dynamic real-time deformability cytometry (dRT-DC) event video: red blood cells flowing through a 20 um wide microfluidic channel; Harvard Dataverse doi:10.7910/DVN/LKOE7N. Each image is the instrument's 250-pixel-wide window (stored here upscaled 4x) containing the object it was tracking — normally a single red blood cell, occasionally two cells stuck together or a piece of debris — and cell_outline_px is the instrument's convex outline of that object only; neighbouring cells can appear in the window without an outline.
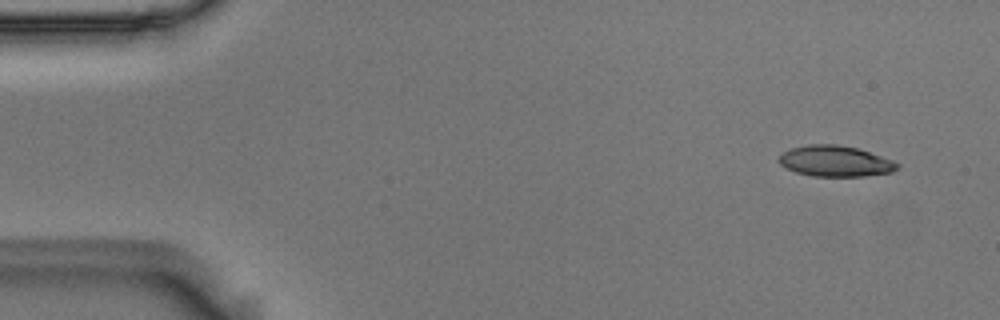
{"species": "Egyptian fruit bat (a non-hibernating species)", "species_latin": "Rousettus aegyptiacus", "temperature_condition": "room temperature", "stored_images_in_passage": 52, "camera_frame_rate_fps": 3000, "um_per_image_px": 0.085, "animal": {"sex": "male"}, "frame": {"image": 1, "passage_image": 1, "time_ms": 0.0, "image_size_px": [1000, 320], "cell_outline_px": [[900, 164], [892, 172], [864, 176], [812, 176], [796, 172], [780, 164], [776, 160], [784, 152], [792, 148], [808, 144], [836, 144], [856, 148], [892, 160]], "centroid_in_image_um": [70.97, 13.7], "position_along_channel_um": 14.0, "area_um2": 21.04}}
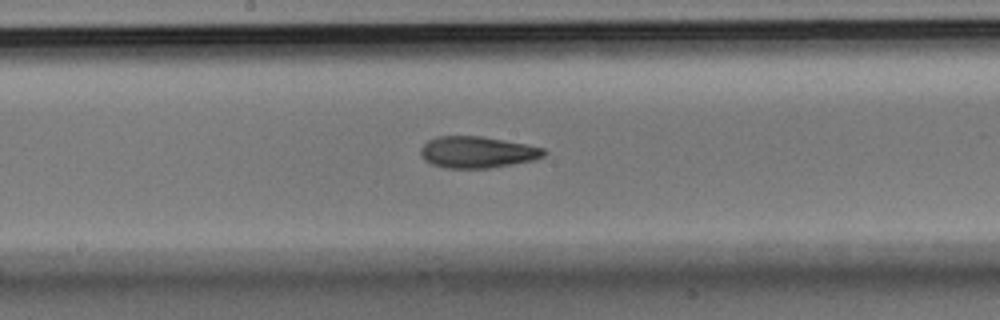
{"frame": {"image": 2, "passage_image": 26, "time_ms": 8.333, "image_size_px": [1000, 320], "cell_outline_px": [[548, 152], [544, 156], [532, 160], [492, 168], [444, 168], [432, 164], [424, 160], [420, 156], [420, 148], [428, 140], [436, 136], [480, 136], [524, 144], [544, 148]], "centroid_in_image_um": [40.53, 12.94], "position_along_channel_um": 207.7, "area_um2": 22.66}}
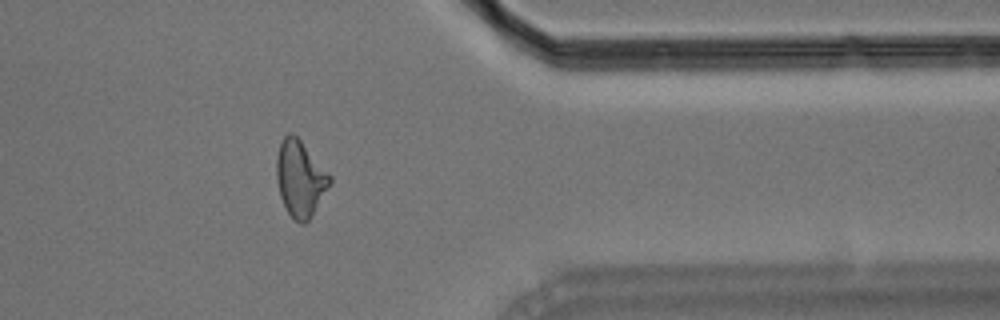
{"frame": {"image": 3, "passage_image": 42, "time_ms": 13.667, "image_size_px": [1000, 320], "cell_outline_px": [[332, 180], [308, 220], [304, 224], [300, 224], [288, 212], [280, 196], [276, 180], [276, 156], [280, 140], [288, 132], [292, 132], [300, 140], [332, 176]], "centroid_in_image_um": [25.48, 15.13], "position_along_channel_um": 385.9, "area_um2": 23.35}, "authors_computed_cell_mechanics": {"area_um2": 22.4553, "velocity_mm_per_s": 3.6144, "shape_relaxation_time_tau1_ms": null, "shape_relaxation_time_tau2_ms": 2.3116, "deformation_change_tau1": null, "deformation_change_tau2": 0.1093}}